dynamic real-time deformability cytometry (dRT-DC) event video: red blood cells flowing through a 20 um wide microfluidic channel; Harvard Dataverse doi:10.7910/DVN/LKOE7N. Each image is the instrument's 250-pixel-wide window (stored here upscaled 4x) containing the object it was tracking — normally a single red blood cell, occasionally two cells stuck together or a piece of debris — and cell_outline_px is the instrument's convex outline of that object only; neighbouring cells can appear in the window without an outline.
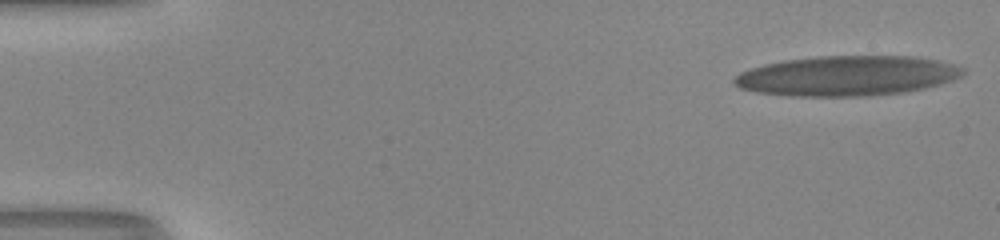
{"species": "human", "species_latin": "Homo sapiens", "temperature_condition": "room temperature", "stored_images_in_passage": 51, "camera_frame_rate_fps": 3000, "um_per_image_px": 0.085, "donor": {"sex": "male"}, "frame": {"image": 1, "passage_image": 1, "time_ms": 0.0, "image_size_px": [1000, 240], "cell_outline_px": [[964, 76], [940, 84], [908, 92], [868, 96], [788, 96], [756, 92], [740, 88], [732, 80], [740, 72], [748, 68], [764, 64], [784, 60], [816, 56], [916, 56], [936, 60], [952, 64], [964, 68]], "centroid_in_image_um": [71.99, 6.44], "position_along_channel_um": 13.0, "area_um2": 53.7}}
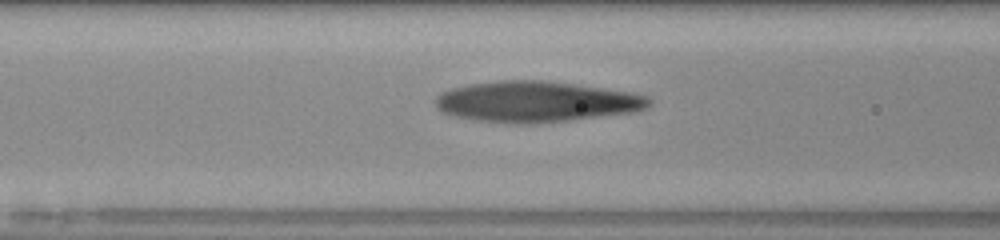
{"frame": {"image": 2, "passage_image": 21, "time_ms": 6.667, "image_size_px": [1000, 240], "cell_outline_px": [[652, 104], [648, 108], [636, 112], [536, 124], [512, 124], [476, 120], [456, 116], [440, 112], [436, 108], [436, 96], [440, 92], [448, 88], [468, 84], [496, 80], [548, 80], [632, 92], [648, 96], [652, 100]], "centroid_in_image_um": [45.58, 8.64], "position_along_channel_um": 121.0, "area_um2": 51.62}}
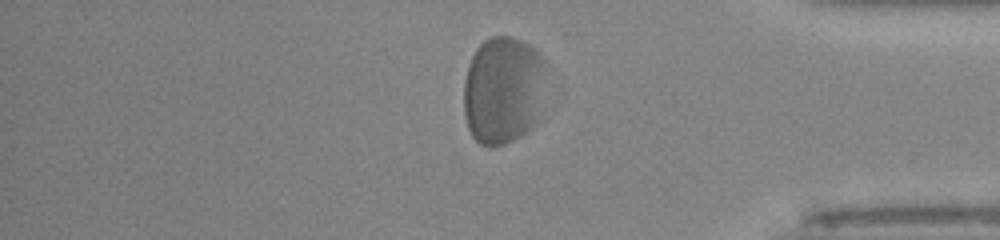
{"frame": {"image": 3, "passage_image": 43, "time_ms": 14.0, "image_size_px": [1000, 240], "cell_outline_px": [[544, 60], [540, 120], [532, 128], [520, 136], [504, 144], [488, 148], [480, 144], [472, 136], [468, 128], [464, 116], [464, 80], [468, 64], [476, 48], [484, 40], [492, 36], [508, 36], [520, 40], [528, 44]], "centroid_in_image_um": [42.73, 7.7], "position_along_channel_um": 392.5, "area_um2": 52.19}}